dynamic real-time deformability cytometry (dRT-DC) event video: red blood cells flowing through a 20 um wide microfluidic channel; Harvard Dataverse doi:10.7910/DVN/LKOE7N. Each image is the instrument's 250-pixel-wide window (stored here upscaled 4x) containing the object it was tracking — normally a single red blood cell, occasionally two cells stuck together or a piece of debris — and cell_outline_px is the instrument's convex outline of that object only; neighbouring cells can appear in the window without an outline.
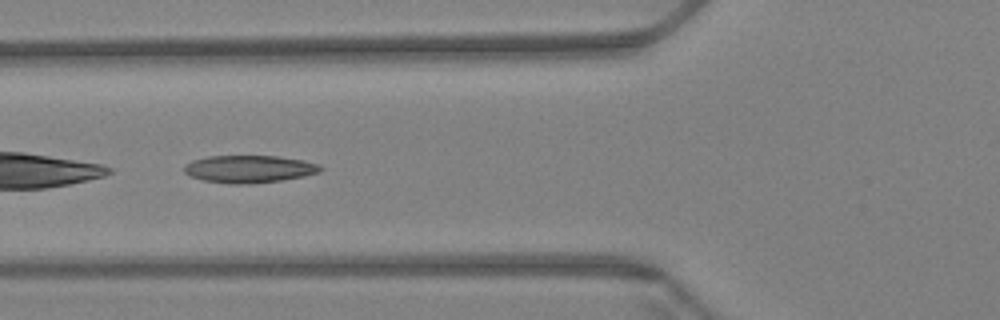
{"species": "Egyptian fruit bat (a non-hibernating species)", "species_latin": "Rousettus aegyptiacus", "temperature_condition": "warm", "stored_images_in_passage": 21, "camera_frame_rate_fps": 3000, "um_per_image_px": 0.085, "animal": {"sex": "female"}, "frame": {"image": 1, "passage_image": 4, "time_ms": 1.0, "image_size_px": [1000, 320], "cell_outline_px": [[324, 168], [320, 172], [304, 176], [280, 180], [248, 184], [232, 184], [204, 180], [188, 176], [184, 172], [184, 168], [192, 160], [208, 156], [276, 156], [304, 160], [320, 164]], "centroid_in_image_um": [21.2, 14.36], "position_along_channel_um": 104.6, "area_um2": 21.79}}
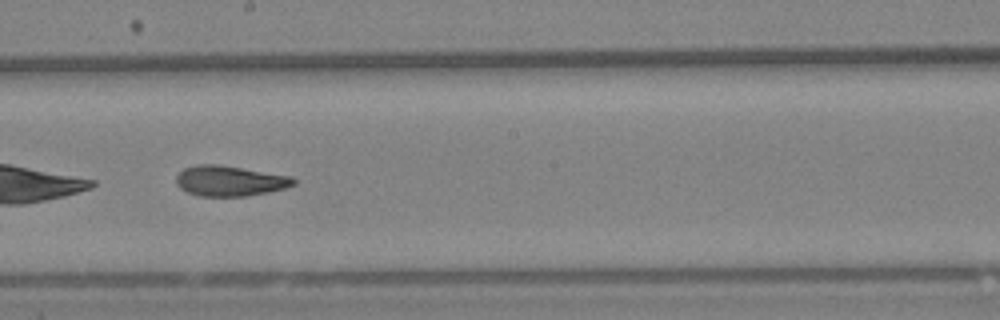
{"frame": {"image": 2, "passage_image": 15, "time_ms": 4.667, "image_size_px": [1000, 320], "cell_outline_px": [[296, 184], [284, 188], [268, 192], [244, 196], [200, 196], [188, 192], [180, 188], [176, 184], [176, 176], [184, 168], [196, 164], [220, 164], [292, 176], [296, 180]], "centroid_in_image_um": [19.53, 15.36], "position_along_channel_um": 228.7, "area_um2": 20.87}}